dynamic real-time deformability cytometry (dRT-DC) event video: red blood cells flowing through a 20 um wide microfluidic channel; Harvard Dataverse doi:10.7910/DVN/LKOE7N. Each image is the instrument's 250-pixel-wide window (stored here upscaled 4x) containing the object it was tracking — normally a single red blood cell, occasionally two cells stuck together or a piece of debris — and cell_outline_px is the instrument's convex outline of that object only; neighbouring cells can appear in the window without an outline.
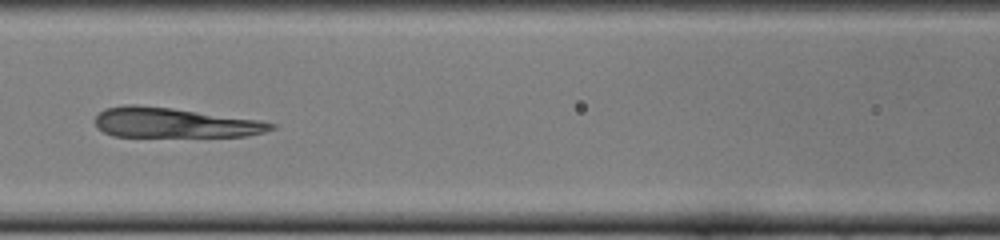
{"species": "common noctule bat (a hibernating species)", "species_latin": "Nyctalus noctula", "temperature_condition": "cold", "stored_images_in_passage": 18, "camera_frame_rate_fps": 3000, "um_per_image_px": 0.085, "animal": {"sex": "female", "body_mass_g": 22.0, "forearm_length_mm": 56.7}, "frame": {"image": 1, "passage_image": 13, "time_ms": 4.0, "image_size_px": [1000, 240], "cell_outline_px": [[276, 128], [264, 132], [244, 136], [116, 136], [104, 132], [96, 124], [96, 116], [104, 108], [124, 104], [136, 104], [172, 108], [256, 120], [276, 124]], "centroid_in_image_um": [14.78, 10.42], "position_along_channel_um": 151.8, "area_um2": 30.23}}